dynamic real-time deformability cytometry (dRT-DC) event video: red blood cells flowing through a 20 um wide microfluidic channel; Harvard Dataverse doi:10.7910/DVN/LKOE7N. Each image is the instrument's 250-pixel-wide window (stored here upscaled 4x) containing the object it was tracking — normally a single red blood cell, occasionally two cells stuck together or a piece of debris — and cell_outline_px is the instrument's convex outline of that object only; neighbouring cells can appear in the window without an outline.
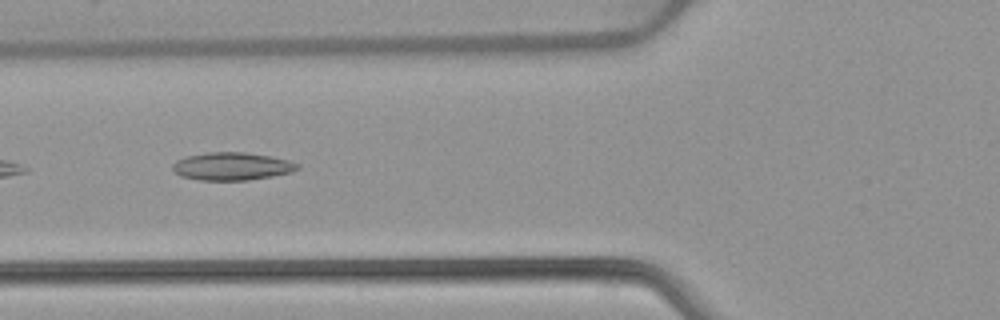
{"species": "common noctule bat (a hibernating species)", "species_latin": "Nyctalus noctula", "temperature_condition": "warm", "stored_images_in_passage": 37, "camera_frame_rate_fps": 3000, "um_per_image_px": 0.085, "animal": {"sex": "female", "body_mass_g": 22.7, "forearm_length_mm": 54.2}, "frame": {"image": 1, "passage_image": 5, "time_ms": 1.333, "image_size_px": [1000, 320], "cell_outline_px": [[300, 168], [292, 172], [272, 176], [248, 180], [200, 180], [180, 176], [172, 168], [172, 164], [176, 160], [184, 156], [208, 152], [244, 152], [268, 156], [288, 160], [300, 164]], "centroid_in_image_um": [19.7, 14.13], "position_along_channel_um": 106.1, "area_um2": 20.29}}
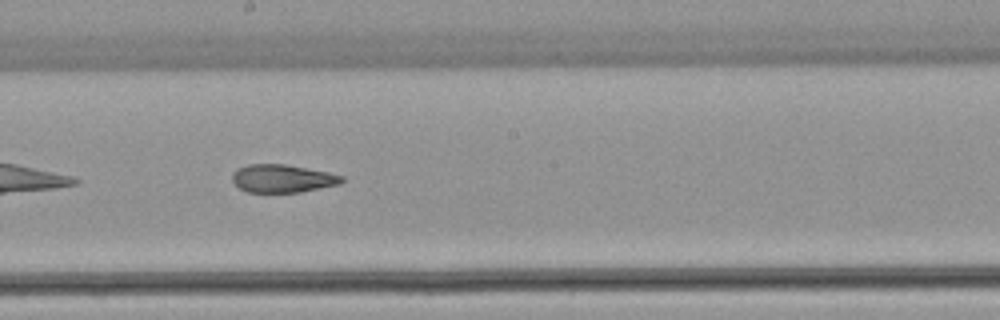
{"frame": {"image": 2, "passage_image": 14, "time_ms": 4.333, "image_size_px": [1000, 320], "cell_outline_px": [[344, 180], [340, 184], [300, 192], [248, 192], [240, 188], [232, 180], [232, 172], [236, 168], [248, 164], [284, 164], [328, 172], [344, 176]], "centroid_in_image_um": [24.0, 15.16], "position_along_channel_um": 224.2, "area_um2": 17.86}}
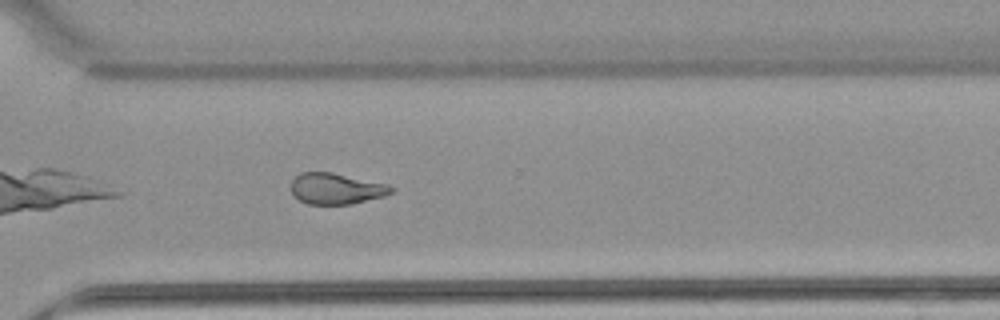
{"frame": {"image": 3, "passage_image": 23, "time_ms": 7.333, "image_size_px": [1000, 320], "cell_outline_px": [[396, 192], [384, 196], [348, 204], [308, 204], [292, 196], [292, 180], [300, 172], [332, 172], [388, 184], [396, 188]], "centroid_in_image_um": [28.6, 16.03], "position_along_channel_um": 342.0, "area_um2": 18.21}, "authors_computed_cell_mechanics": {"area_um2": 19.1896, "velocity_mm_per_s": 3.9321, "shape_relaxation_time_tau1_ms": null, "shape_relaxation_time_tau2_ms": 3.0747, "deformation_change_tau1": null, "deformation_change_tau2": 0.1048}}